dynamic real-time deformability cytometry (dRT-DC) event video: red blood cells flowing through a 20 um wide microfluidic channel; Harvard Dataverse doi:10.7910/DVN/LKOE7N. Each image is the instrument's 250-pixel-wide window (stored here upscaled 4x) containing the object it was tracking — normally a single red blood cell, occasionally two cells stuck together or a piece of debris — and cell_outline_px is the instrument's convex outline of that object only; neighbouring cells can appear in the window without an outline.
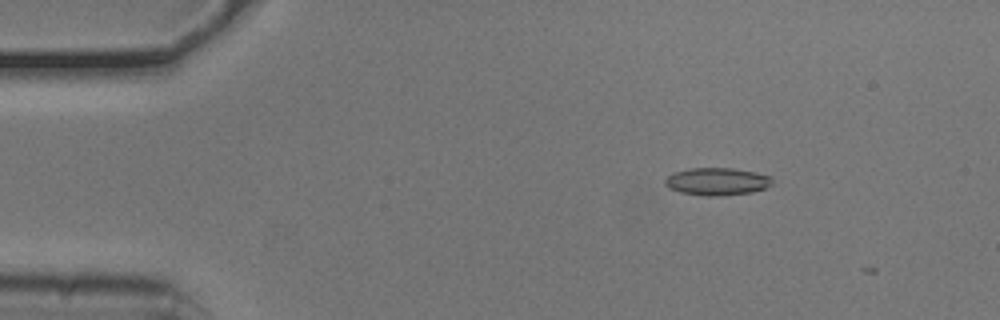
{"species": "common noctule bat (a hibernating species)", "species_latin": "Nyctalus noctula", "temperature_condition": "cold", "stored_images_in_passage": 9, "camera_frame_rate_fps": 3000, "um_per_image_px": 0.085, "animal": {"sex": "male", "body_mass_g": 20.5, "forearm_length_mm": 52.5}, "frame": {"image": 1, "passage_image": 2, "time_ms": 0.333, "image_size_px": [1000, 320], "cell_outline_px": [[772, 184], [764, 188], [752, 192], [720, 196], [708, 196], [680, 192], [668, 188], [664, 184], [664, 180], [672, 172], [688, 168], [732, 168], [756, 172], [772, 176]], "centroid_in_image_um": [60.93, 15.42], "position_along_channel_um": 24.1, "area_um2": 17.34}}